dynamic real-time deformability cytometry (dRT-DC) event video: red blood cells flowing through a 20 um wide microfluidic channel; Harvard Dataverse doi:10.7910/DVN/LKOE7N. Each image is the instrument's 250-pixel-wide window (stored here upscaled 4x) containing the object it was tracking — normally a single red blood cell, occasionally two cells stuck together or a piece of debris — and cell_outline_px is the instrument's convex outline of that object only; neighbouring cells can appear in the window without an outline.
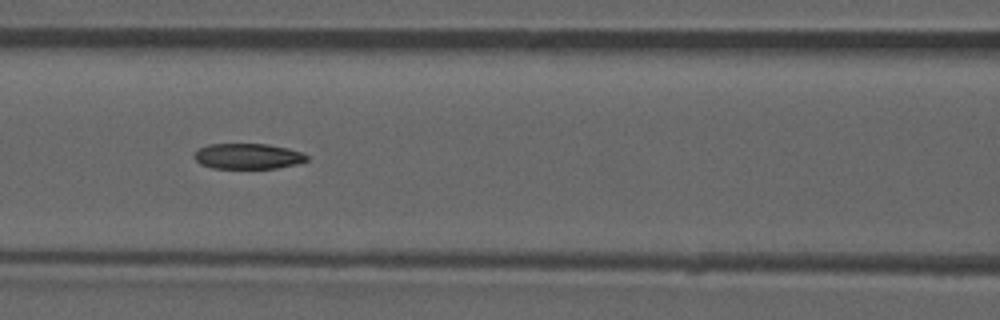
{"species": "common noctule bat (a hibernating species)", "species_latin": "Nyctalus noctula", "temperature_condition": "room temperature", "stored_images_in_passage": 52, "camera_frame_rate_fps": 3000, "um_per_image_px": 0.085, "animal": {"sex": "male", "forearm_length_mm": 52.5}, "frame": {"image": 1, "passage_image": 23, "time_ms": 7.333, "image_size_px": [1000, 320], "cell_outline_px": [[308, 160], [296, 164], [276, 168], [212, 168], [200, 164], [192, 156], [200, 148], [208, 144], [268, 144], [288, 148], [304, 152], [308, 156]], "centroid_in_image_um": [21.09, 13.27], "position_along_channel_um": 145.5, "area_um2": 16.82}, "authors_computed_cell_mechanics": {"area_um2": 17.7735, "velocity_mm_per_s": 3.9294, "shape_relaxation_time_tau1_ms": null, "shape_relaxation_time_tau2_ms": 8.3932, "deformation_change_tau1": null, "deformation_change_tau2": 0.1794}}